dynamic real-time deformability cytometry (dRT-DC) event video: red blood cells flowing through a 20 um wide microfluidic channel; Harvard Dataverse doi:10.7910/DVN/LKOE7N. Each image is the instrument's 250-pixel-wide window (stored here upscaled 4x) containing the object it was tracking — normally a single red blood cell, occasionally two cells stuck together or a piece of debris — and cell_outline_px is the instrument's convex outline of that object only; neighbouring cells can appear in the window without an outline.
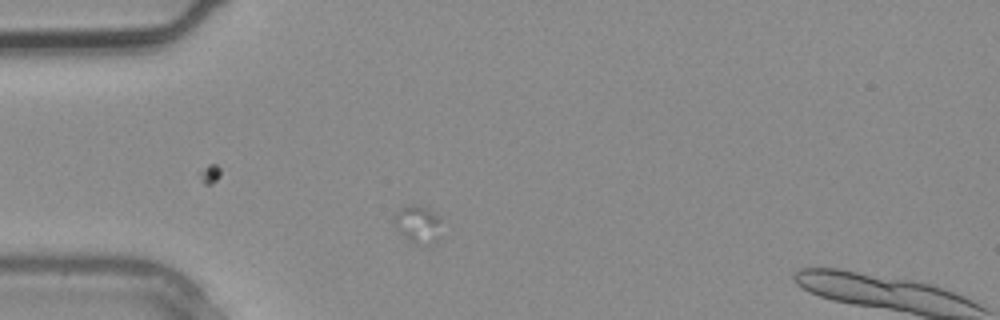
{"species": "common noctule bat (a hibernating species)", "species_latin": "Nyctalus noctula", "temperature_condition": "warm", "stored_images_in_passage": 3, "camera_frame_rate_fps": 3000, "um_per_image_px": 0.085, "animal": {"sex": "male", "body_mass_g": 20.4}, "frame": {"image": 1, "passage_image": 2, "time_ms": 0.333, "image_size_px": [1000, 320], "cell_outline_px": [[440, 240], [432, 248], [428, 248], [408, 240], [404, 236], [396, 224], [396, 212], [400, 208], [408, 204], [416, 204], [440, 216]], "centroid_in_image_um": [35.62, 19.13], "position_along_channel_um": 49.4, "area_um2": 10.52}}